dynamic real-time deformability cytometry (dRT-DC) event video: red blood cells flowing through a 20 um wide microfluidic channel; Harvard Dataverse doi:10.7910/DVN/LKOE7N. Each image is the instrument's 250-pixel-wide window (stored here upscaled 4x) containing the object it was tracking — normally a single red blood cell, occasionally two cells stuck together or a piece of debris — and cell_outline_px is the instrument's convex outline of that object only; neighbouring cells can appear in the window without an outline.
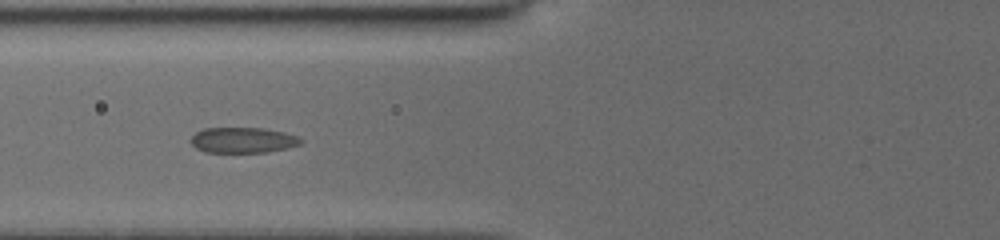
{"species": "common noctule bat (a hibernating species)", "species_latin": "Nyctalus noctula", "temperature_condition": "cold", "stored_images_in_passage": 42, "camera_frame_rate_fps": 3000, "um_per_image_px": 0.085, "animal": {"sex": "female", "body_mass_g": 19.5, "forearm_length_mm": 54.1}, "frame": {"image": 1, "passage_image": 12, "time_ms": 2.0, "image_size_px": [1000, 240], "cell_outline_px": [[304, 140], [300, 144], [288, 148], [268, 152], [204, 152], [196, 148], [192, 144], [192, 136], [196, 132], [204, 128], [264, 128], [284, 132], [296, 136]], "centroid_in_image_um": [20.66, 11.91], "position_along_channel_um": 105.1, "area_um2": 16.36}}
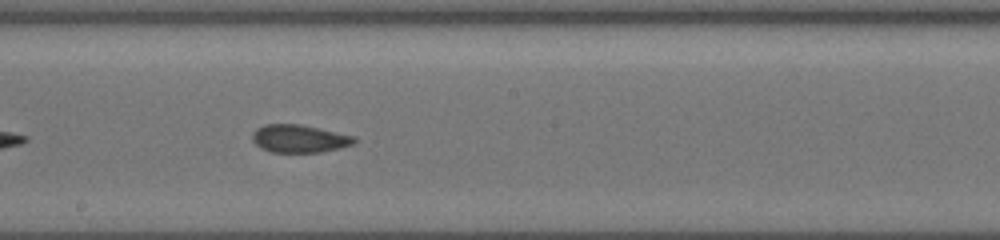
{"frame": {"image": 2, "passage_image": 24, "time_ms": 5.0, "image_size_px": [1000, 240], "cell_outline_px": [[356, 144], [340, 148], [320, 152], [272, 152], [260, 148], [252, 140], [252, 132], [256, 128], [264, 124], [300, 124], [320, 128], [356, 136]], "centroid_in_image_um": [25.46, 11.78], "position_along_channel_um": 222.7, "area_um2": 16.76}}
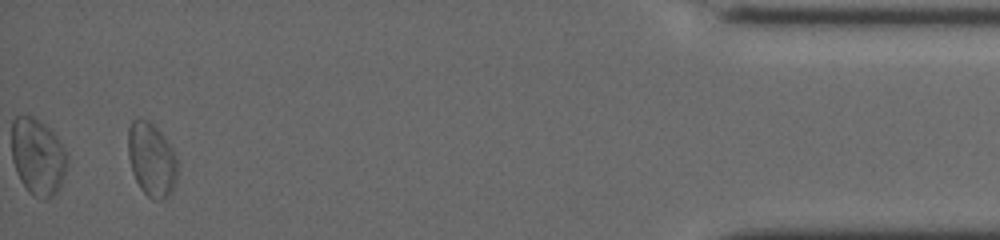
{"frame": {"image": 3, "passage_image": 40, "time_ms": 11.667, "image_size_px": [1000, 240], "cell_outline_px": [[176, 184], [172, 192], [164, 200], [152, 200], [140, 188], [132, 172], [128, 156], [128, 128], [132, 120], [148, 120], [164, 136], [172, 148], [176, 156]], "centroid_in_image_um": [12.88, 13.6], "position_along_channel_um": 422.3, "area_um2": 21.21}, "authors_computed_cell_mechanics": {"area_um2": 16.6464, "velocity_mm_per_s": 3.9248, "shape_relaxation_time_tau1_ms": 7.1616, "shape_relaxation_time_tau2_ms": 1.2484, "deformation_change_tau1": 0.1228, "deformation_change_tau2": 0.0522}}